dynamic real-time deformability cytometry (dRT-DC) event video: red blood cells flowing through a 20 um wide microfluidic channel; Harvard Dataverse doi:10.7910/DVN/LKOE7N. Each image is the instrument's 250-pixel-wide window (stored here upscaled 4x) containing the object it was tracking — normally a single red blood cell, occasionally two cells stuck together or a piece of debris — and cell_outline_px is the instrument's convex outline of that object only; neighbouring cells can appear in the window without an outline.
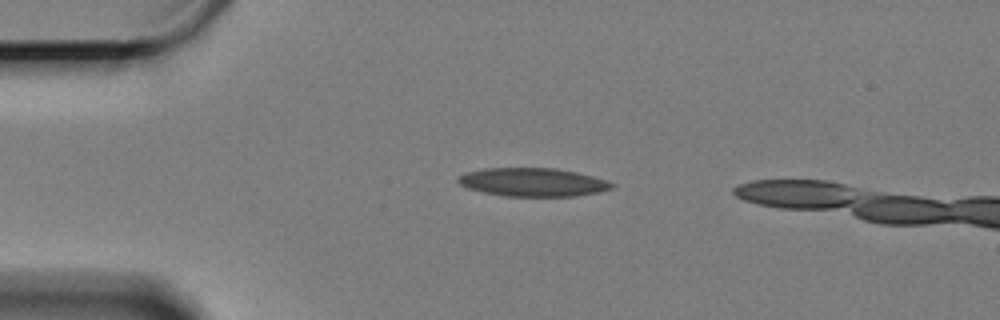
{"species": "Egyptian fruit bat (a non-hibernating species)", "species_latin": "Rousettus aegyptiacus", "temperature_condition": "cold", "stored_images_in_passage": 14, "camera_frame_rate_fps": 3000, "um_per_image_px": 0.085, "animal": {"sex": "female"}, "frame": {"image": 1, "passage_image": 10, "time_ms": 3.0, "image_size_px": [1000, 320], "cell_outline_px": [[616, 188], [600, 192], [576, 196], [504, 196], [484, 192], [468, 188], [460, 184], [456, 180], [464, 172], [484, 168], [556, 168], [576, 172], [592, 176], [616, 184]], "centroid_in_image_um": [45.31, 15.48], "position_along_channel_um": 39.7, "area_um2": 25.55}}